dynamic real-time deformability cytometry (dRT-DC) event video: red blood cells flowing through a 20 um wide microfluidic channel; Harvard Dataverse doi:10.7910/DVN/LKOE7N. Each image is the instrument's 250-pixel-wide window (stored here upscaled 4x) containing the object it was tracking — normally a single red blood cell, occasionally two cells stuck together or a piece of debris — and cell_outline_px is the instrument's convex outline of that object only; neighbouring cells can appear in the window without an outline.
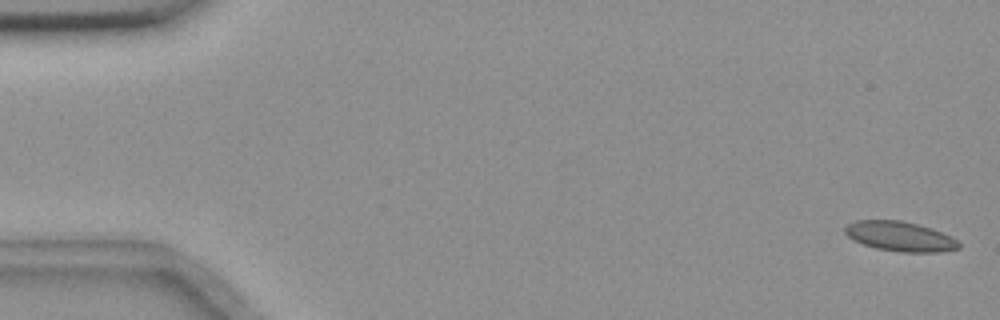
{"species": "common noctule bat (a hibernating species)", "species_latin": "Nyctalus noctula", "temperature_condition": "room temperature", "stored_images_in_passage": 56, "camera_frame_rate_fps": 3000, "um_per_image_px": 0.085, "animal": {"sex": "female", "body_mass_g": 18.4}, "frame": {"image": 1, "passage_image": 2, "time_ms": 0.333, "image_size_px": [1000, 320], "cell_outline_px": [[960, 248], [940, 252], [900, 252], [876, 248], [852, 240], [844, 232], [844, 228], [848, 224], [856, 220], [900, 220], [916, 224], [952, 236], [960, 244]], "centroid_in_image_um": [76.48, 20.1], "position_along_channel_um": 8.5, "area_um2": 19.59}}
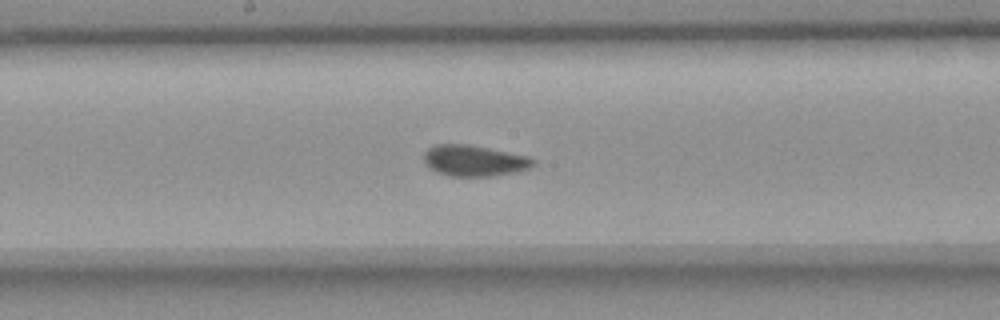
{"frame": {"image": 2, "passage_image": 30, "time_ms": 9.667, "image_size_px": [1000, 320], "cell_outline_px": [[536, 164], [528, 168], [516, 172], [492, 176], [448, 176], [436, 172], [424, 160], [424, 152], [428, 148], [436, 144], [468, 144], [528, 156], [536, 160]], "centroid_in_image_um": [40.32, 13.65], "position_along_channel_um": 207.9, "area_um2": 19.71}}
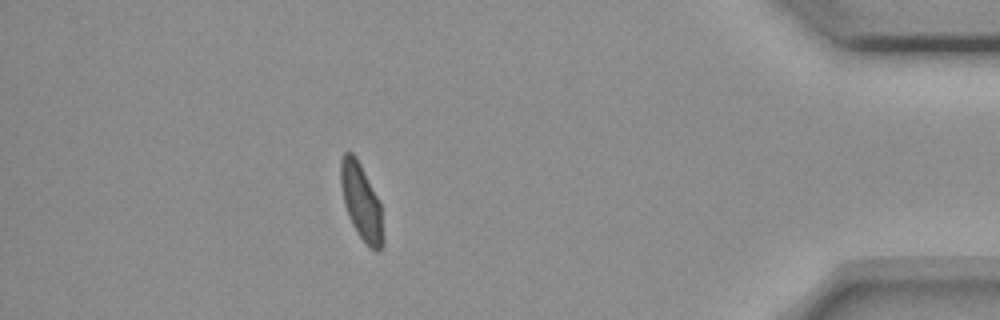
{"frame": {"image": 3, "passage_image": 50, "time_ms": 16.333, "image_size_px": [1000, 320], "cell_outline_px": [[384, 244], [376, 252], [356, 232], [348, 216], [344, 204], [340, 184], [340, 160], [344, 152], [352, 152], [356, 156], [380, 200], [384, 240]], "centroid_in_image_um": [30.7, 17.12], "position_along_channel_um": 404.5, "area_um2": 18.96}, "authors_computed_cell_mechanics": {"area_um2": 19.6809, "velocity_mm_per_s": 3.6513, "shape_relaxation_time_tau1_ms": 8.3378, "shape_relaxation_time_tau2_ms": 0.7691, "deformation_change_tau1": 0.1413, "deformation_change_tau2": 0.0605}}